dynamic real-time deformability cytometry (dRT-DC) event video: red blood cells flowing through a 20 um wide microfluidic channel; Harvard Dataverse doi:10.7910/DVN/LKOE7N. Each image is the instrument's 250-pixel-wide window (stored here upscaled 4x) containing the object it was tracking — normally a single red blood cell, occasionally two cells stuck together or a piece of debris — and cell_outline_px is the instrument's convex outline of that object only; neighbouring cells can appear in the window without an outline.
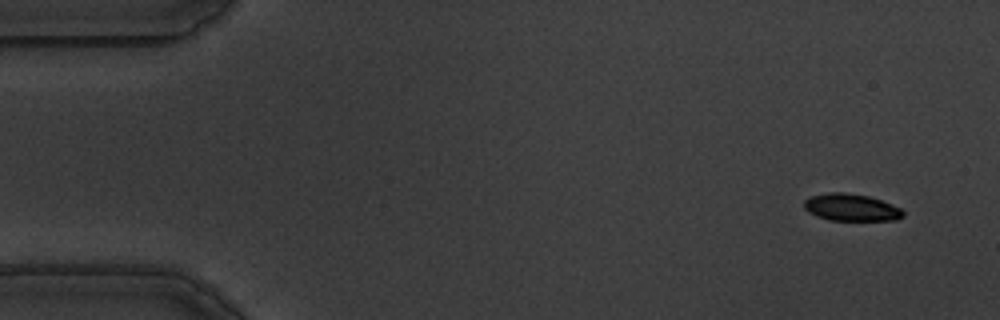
{"species": "common noctule bat (a hibernating species)", "species_latin": "Nyctalus noctula", "temperature_condition": "warm", "stored_images_in_passage": 58, "camera_frame_rate_fps": 3000, "um_per_image_px": 0.085, "animal": {"sex": "male", "body_mass_g": 19.5, "forearm_length_mm": 54.6}, "frame": {"image": 1, "passage_image": 4, "time_ms": 1.0, "image_size_px": [1000, 320], "cell_outline_px": [[904, 216], [896, 220], [828, 220], [816, 216], [808, 212], [804, 208], [804, 200], [812, 196], [828, 192], [844, 192], [868, 196], [880, 200], [900, 208], [904, 212]], "centroid_in_image_um": [72.33, 17.63], "position_along_channel_um": 12.7, "area_um2": 15.61}}
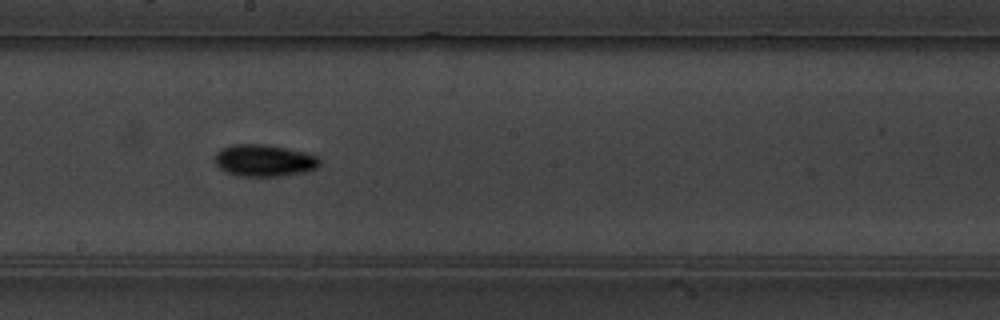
{"frame": {"image": 2, "passage_image": 32, "time_ms": 10.333, "image_size_px": [1000, 320], "cell_outline_px": [[320, 168], [304, 172], [280, 176], [240, 176], [228, 172], [220, 168], [216, 164], [216, 152], [220, 148], [232, 144], [264, 144], [304, 152], [316, 156], [320, 160]], "centroid_in_image_um": [22.47, 13.64], "position_along_channel_um": 225.7, "area_um2": 19.42}}
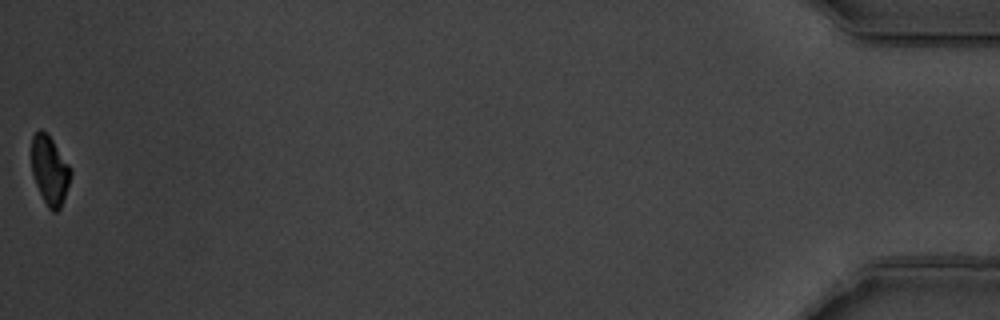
{"frame": {"image": 3, "passage_image": 58, "time_ms": 19.0, "image_size_px": [1000, 320], "cell_outline_px": [[72, 172], [60, 208], [56, 212], [52, 212], [48, 208], [36, 184], [32, 172], [32, 136], [40, 128], [52, 140], [72, 168]], "centroid_in_image_um": [4.23, 14.47], "position_along_channel_um": 431.0, "area_um2": 15.37}, "authors_computed_cell_mechanics": {"area_um2": 17.1666, "velocity_mm_per_s": 3.5145, "shape_relaxation_time_tau1_ms": 2.3791, "shape_relaxation_time_tau2_ms": 11.1105, "deformation_change_tau1": 0.1152, "deformation_change_tau2": 0.1431}}